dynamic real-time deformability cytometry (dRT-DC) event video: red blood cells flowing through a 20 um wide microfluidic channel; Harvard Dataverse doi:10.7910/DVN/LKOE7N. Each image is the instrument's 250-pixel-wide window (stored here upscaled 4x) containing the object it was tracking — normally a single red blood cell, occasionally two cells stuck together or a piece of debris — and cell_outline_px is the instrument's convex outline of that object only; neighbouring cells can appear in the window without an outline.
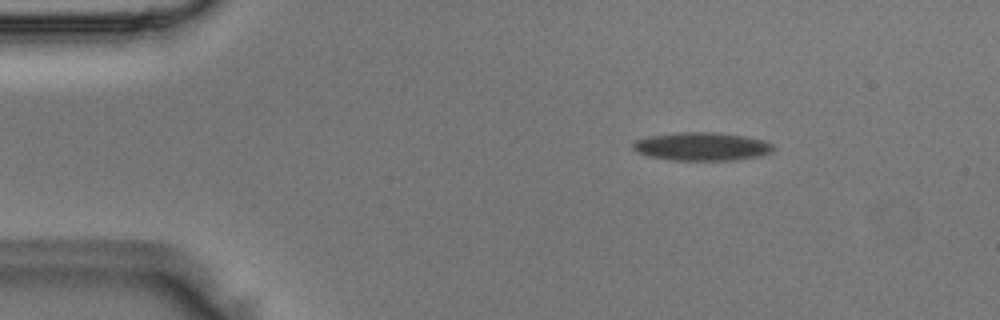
{"species": "Egyptian fruit bat (a non-hibernating species)", "species_latin": "Rousettus aegyptiacus", "temperature_condition": "room temperature", "stored_images_in_passage": 51, "camera_frame_rate_fps": 3000, "um_per_image_px": 0.085, "animal": {"sex": "male"}, "frame": {"image": 1, "passage_image": 7, "time_ms": 2.0, "image_size_px": [1000, 320], "cell_outline_px": [[776, 148], [772, 152], [760, 156], [736, 160], [672, 160], [648, 156], [636, 152], [632, 148], [632, 144], [636, 140], [648, 136], [680, 132], [712, 132], [744, 136], [760, 140], [772, 144]], "centroid_in_image_um": [59.63, 12.46], "position_along_channel_um": 25.4, "area_um2": 23.12}}
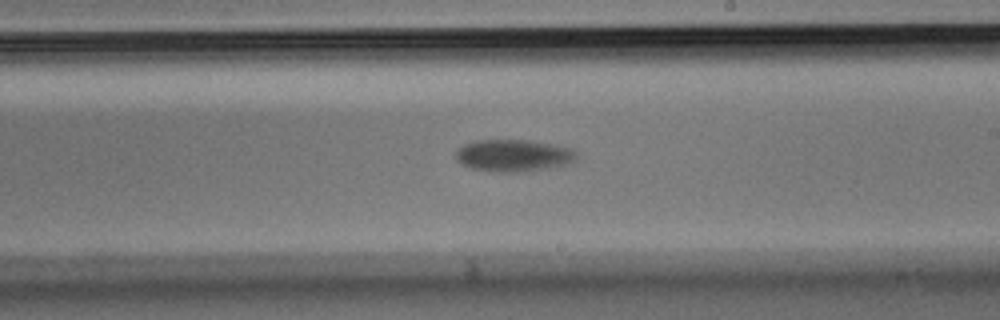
{"frame": {"image": 2, "passage_image": 29, "time_ms": 9.333, "image_size_px": [1000, 320], "cell_outline_px": [[576, 160], [564, 164], [516, 172], [500, 172], [472, 168], [456, 160], [456, 148], [464, 144], [476, 140], [528, 140], [572, 148], [576, 152]], "centroid_in_image_um": [43.59, 13.19], "position_along_channel_um": 245.4, "area_um2": 22.08}}
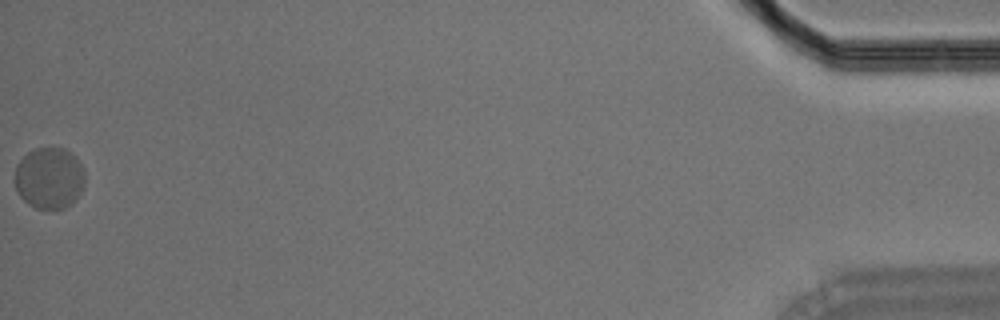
{"frame": {"image": 3, "passage_image": 51, "time_ms": 16.667, "image_size_px": [1000, 320], "cell_outline_px": [[84, 188], [72, 204], [64, 208], [36, 208], [28, 204], [20, 196], [16, 188], [16, 164], [28, 152], [36, 148], [48, 144], [64, 148], [76, 156], [84, 168]], "centroid_in_image_um": [4.22, 15.09], "position_along_channel_um": 431.0, "area_um2": 25.55}}